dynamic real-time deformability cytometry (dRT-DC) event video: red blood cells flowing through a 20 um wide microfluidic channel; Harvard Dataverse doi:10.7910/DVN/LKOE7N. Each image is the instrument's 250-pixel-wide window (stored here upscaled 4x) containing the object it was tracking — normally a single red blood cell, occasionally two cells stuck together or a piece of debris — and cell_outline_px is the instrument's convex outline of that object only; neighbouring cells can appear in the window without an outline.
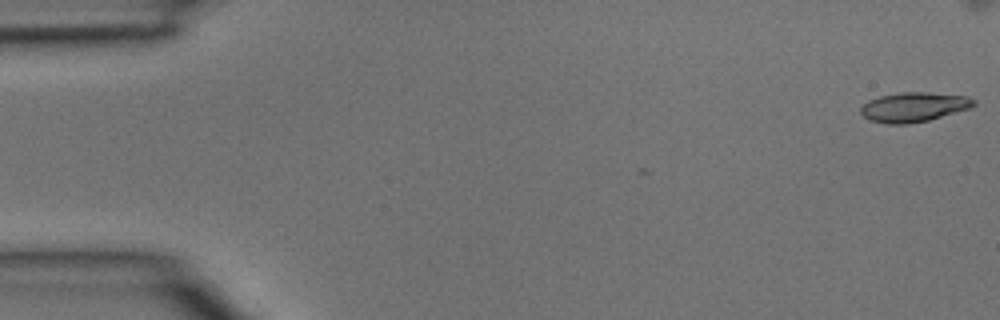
{"species": "common noctule bat (a hibernating species)", "species_latin": "Nyctalus noctula", "temperature_condition": "room temperature", "stored_images_in_passage": 4, "camera_frame_rate_fps": 3000, "um_per_image_px": 0.085, "animal": {"sex": "male", "body_mass_g": 15.6}, "frame": {"image": 1, "passage_image": 1, "time_ms": 0.0, "image_size_px": [1000, 320], "cell_outline_px": [[976, 104], [972, 108], [928, 120], [908, 124], [888, 124], [872, 120], [864, 116], [860, 112], [860, 108], [868, 100], [880, 96], [900, 92], [924, 92], [968, 96], [976, 100]], "centroid_in_image_um": [77.71, 9.09], "position_along_channel_um": 7.3, "area_um2": 19.48}}